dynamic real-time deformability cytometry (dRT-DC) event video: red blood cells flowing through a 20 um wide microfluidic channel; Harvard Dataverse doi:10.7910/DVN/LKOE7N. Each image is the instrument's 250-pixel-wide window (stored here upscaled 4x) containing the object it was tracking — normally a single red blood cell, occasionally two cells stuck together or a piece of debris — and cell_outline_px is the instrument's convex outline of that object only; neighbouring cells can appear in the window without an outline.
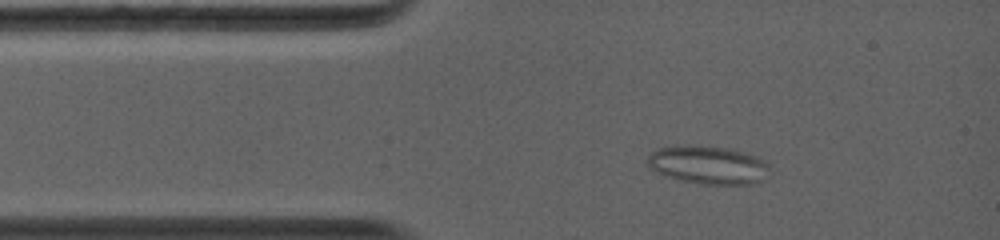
{"species": "common noctule bat (a hibernating species)", "species_latin": "Nyctalus noctula", "temperature_condition": "warm", "stored_images_in_passage": 51, "camera_frame_rate_fps": 5000, "um_per_image_px": 0.085, "animal": {"sex": "female", "body_mass_g": 19.0, "forearm_length_mm": 56.7}, "frame": {"image": 1, "passage_image": 8, "time_ms": 1.6, "image_size_px": [1000, 240], "cell_outline_px": [[768, 168], [752, 184], [704, 184], [684, 180], [660, 172], [652, 168], [648, 164], [648, 156], [652, 152], [660, 148], [688, 144], [732, 148], [764, 160], [768, 164]], "centroid_in_image_um": [60.16, 13.98], "position_along_channel_um": 24.8, "area_um2": 26.24}}
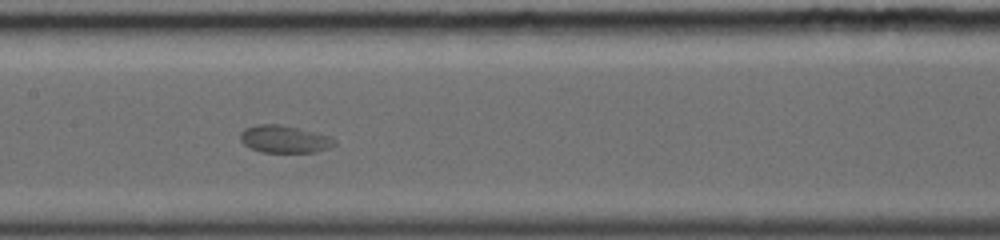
{"frame": {"image": 2, "passage_image": 26, "time_ms": 6.0, "image_size_px": [1000, 240], "cell_outline_px": [[336, 144], [328, 148], [316, 152], [260, 152], [244, 144], [240, 140], [240, 132], [244, 128], [256, 124], [280, 124], [332, 136], [336, 140]], "centroid_in_image_um": [24.18, 11.82], "position_along_channel_um": 183.2, "area_um2": 15.14}}
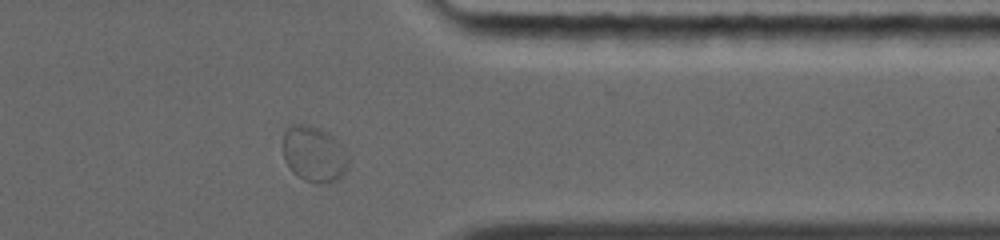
{"frame": {"image": 3, "passage_image": 42, "time_ms": 11.0, "image_size_px": [1000, 240], "cell_outline_px": [[348, 168], [336, 180], [324, 184], [316, 184], [304, 180], [292, 172], [284, 160], [284, 132], [292, 124], [308, 124], [328, 132], [344, 148], [348, 156]], "centroid_in_image_um": [26.69, 13.11], "position_along_channel_um": 384.7, "area_um2": 21.33}}